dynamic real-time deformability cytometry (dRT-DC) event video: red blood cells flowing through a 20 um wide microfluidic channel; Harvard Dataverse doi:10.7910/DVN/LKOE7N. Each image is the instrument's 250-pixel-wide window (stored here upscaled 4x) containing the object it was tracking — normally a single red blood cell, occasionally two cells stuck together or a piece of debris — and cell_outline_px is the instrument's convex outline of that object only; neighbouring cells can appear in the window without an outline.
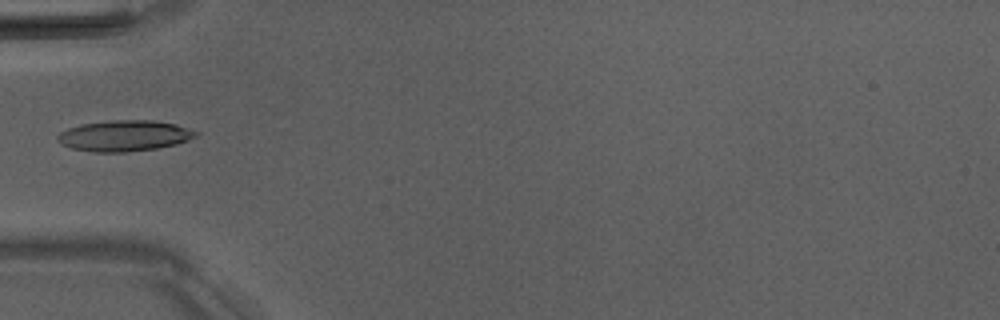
{"species": "Egyptian fruit bat (a non-hibernating species)", "species_latin": "Rousettus aegyptiacus", "temperature_condition": "room temperature", "stored_images_in_passage": 5, "camera_frame_rate_fps": 3000, "um_per_image_px": 0.085, "animal": {"sex": "male"}, "frame": {"image": 1, "passage_image": 5, "time_ms": 4.667, "image_size_px": [1000, 320], "cell_outline_px": [[200, 132], [196, 136], [188, 140], [176, 144], [156, 148], [124, 152], [92, 152], [72, 148], [60, 144], [56, 140], [56, 136], [60, 132], [68, 128], [80, 124], [112, 120], [152, 120], [176, 124]], "centroid_in_image_um": [10.54, 11.53], "position_along_channel_um": 74.5, "area_um2": 24.97}}